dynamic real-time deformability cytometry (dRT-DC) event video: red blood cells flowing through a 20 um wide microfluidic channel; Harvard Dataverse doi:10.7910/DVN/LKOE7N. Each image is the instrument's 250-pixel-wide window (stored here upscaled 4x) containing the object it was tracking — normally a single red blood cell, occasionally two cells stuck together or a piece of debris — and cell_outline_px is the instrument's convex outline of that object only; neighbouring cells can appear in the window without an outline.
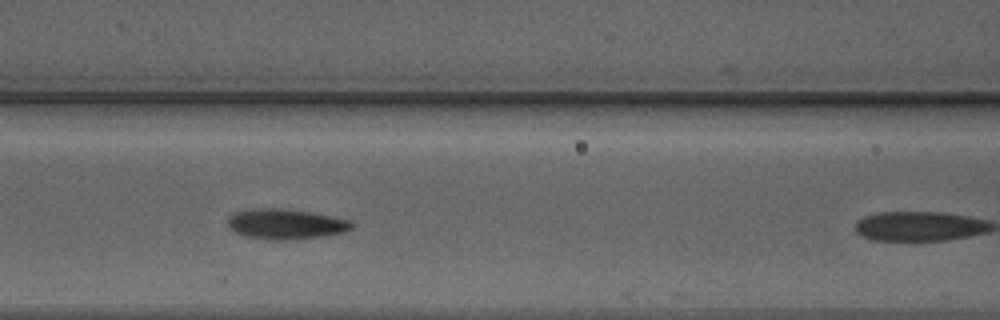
{"species": "Egyptian fruit bat (a non-hibernating species)", "species_latin": "Rousettus aegyptiacus", "temperature_condition": "warm", "stored_images_in_passage": 12, "camera_frame_rate_fps": 3000, "um_per_image_px": 0.085, "animal": {"sex": "male"}, "frame": {"image": 1, "passage_image": 9, "time_ms": 2.667, "image_size_px": [1000, 320], "cell_outline_px": [[352, 228], [344, 232], [320, 236], [288, 240], [268, 240], [244, 236], [228, 228], [228, 220], [232, 212], [252, 208], [280, 208], [312, 212], [348, 220], [352, 224]], "centroid_in_image_um": [24.21, 19.04], "position_along_channel_um": 142.4, "area_um2": 21.85}}